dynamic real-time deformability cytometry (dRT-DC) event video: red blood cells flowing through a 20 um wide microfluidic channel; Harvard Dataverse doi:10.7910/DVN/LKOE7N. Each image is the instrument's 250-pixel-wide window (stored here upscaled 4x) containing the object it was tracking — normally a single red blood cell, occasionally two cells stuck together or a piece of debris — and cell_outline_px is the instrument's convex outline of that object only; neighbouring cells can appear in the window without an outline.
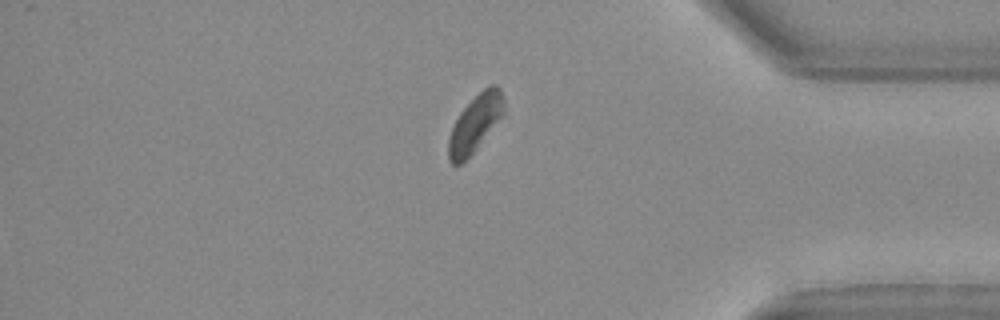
{"species": "Egyptian fruit bat (a non-hibernating species)", "species_latin": "Rousettus aegyptiacus", "temperature_condition": "warm", "stored_images_in_passage": 39, "segment_of_instrument_passage": [2, 2], "camera_frame_rate_fps": 3000, "um_per_image_px": 0.085, "animal": {"sex": "female"}, "frame": {"image": 1, "passage_image": 39, "time_ms": 12.667, "image_size_px": [1000, 320], "cell_outline_px": [[504, 112], [472, 152], [460, 164], [452, 164], [448, 160], [448, 140], [452, 128], [460, 112], [484, 88], [492, 84], [496, 84], [500, 88], [504, 100]], "centroid_in_image_um": [40.37, 10.47], "position_along_channel_um": 394.8, "area_um2": 17.63}}